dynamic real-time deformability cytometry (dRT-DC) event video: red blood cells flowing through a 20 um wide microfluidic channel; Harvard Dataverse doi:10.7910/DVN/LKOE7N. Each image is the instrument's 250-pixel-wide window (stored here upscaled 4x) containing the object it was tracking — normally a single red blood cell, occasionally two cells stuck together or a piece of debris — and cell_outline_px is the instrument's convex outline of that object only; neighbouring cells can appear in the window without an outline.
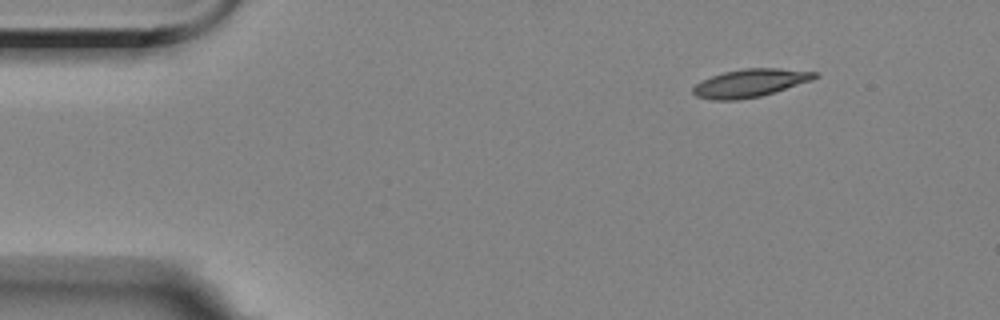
{"species": "Egyptian fruit bat (a non-hibernating species)", "species_latin": "Rousettus aegyptiacus", "temperature_condition": "room temperature", "stored_images_in_passage": 6, "camera_frame_rate_fps": 3000, "um_per_image_px": 0.085, "animal": {"sex": "female"}, "frame": {"image": 1, "passage_image": 1, "time_ms": 0.0, "image_size_px": [1000, 320], "cell_outline_px": [[820, 76], [812, 80], [760, 96], [736, 100], [712, 100], [696, 96], [692, 92], [692, 88], [700, 80], [724, 72], [744, 68], [780, 68], [820, 72]], "centroid_in_image_um": [63.77, 7.05], "position_along_channel_um": 21.2, "area_um2": 19.88}}
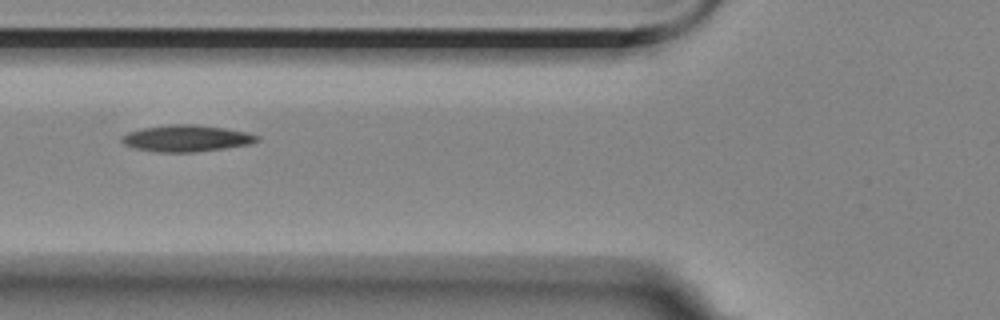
{"frame": {"image": 2, "passage_image": 5, "time_ms": 4.667, "image_size_px": [1000, 320], "cell_outline_px": [[260, 140], [248, 144], [224, 148], [196, 152], [156, 152], [136, 148], [124, 144], [120, 140], [120, 136], [128, 132], [144, 128], [168, 124], [192, 124], [224, 128], [244, 132], [260, 136]], "centroid_in_image_um": [15.81, 11.76], "position_along_channel_um": 110.0, "area_um2": 20.81}}
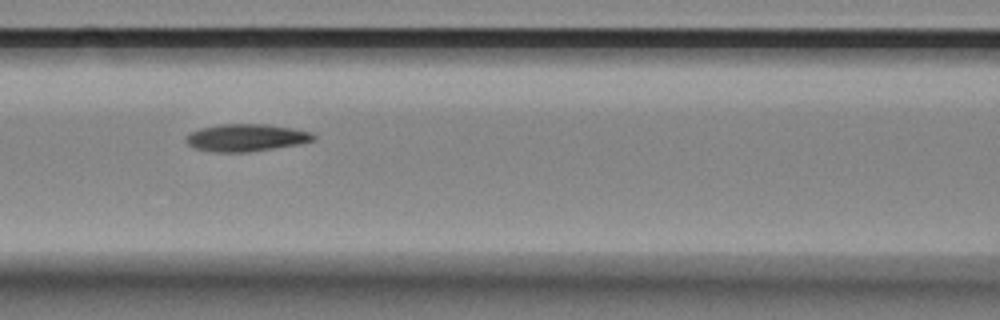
{"frame": {"image": 3, "passage_image": 6, "time_ms": 5.667, "image_size_px": [1000, 320], "cell_outline_px": [[316, 140], [296, 144], [272, 148], [244, 152], [220, 152], [196, 148], [188, 144], [184, 140], [184, 136], [200, 128], [220, 124], [264, 124], [292, 128], [312, 132], [316, 136]], "centroid_in_image_um": [20.91, 11.69], "position_along_channel_um": 145.7, "area_um2": 20.06}}